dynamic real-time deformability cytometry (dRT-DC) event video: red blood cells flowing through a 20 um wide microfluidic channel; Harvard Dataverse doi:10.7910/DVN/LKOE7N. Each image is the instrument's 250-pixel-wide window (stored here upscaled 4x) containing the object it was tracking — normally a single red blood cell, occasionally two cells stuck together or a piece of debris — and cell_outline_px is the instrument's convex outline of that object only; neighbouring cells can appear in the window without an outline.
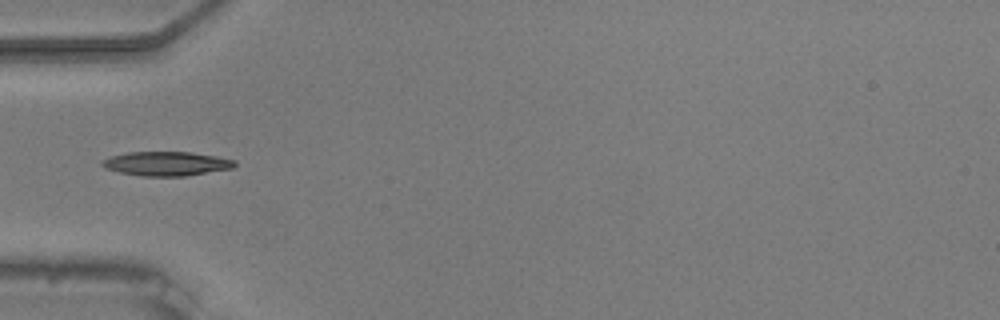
{"species": "common noctule bat (a hibernating species)", "species_latin": "Nyctalus noctula", "temperature_condition": "warm", "stored_images_in_passage": 37, "camera_frame_rate_fps": 3000, "um_per_image_px": 0.085, "animal": {"sex": "male", "body_mass_g": 20.5, "forearm_length_mm": 52.5}, "frame": {"image": 1, "passage_image": 1, "time_ms": 0.0, "image_size_px": [1000, 320], "cell_outline_px": [[236, 164], [232, 168], [184, 176], [140, 176], [120, 172], [104, 168], [100, 164], [100, 160], [112, 156], [128, 152], [192, 152], [216, 156], [236, 160]], "centroid_in_image_um": [14.12, 13.9], "position_along_channel_um": 70.9, "area_um2": 18.67}}
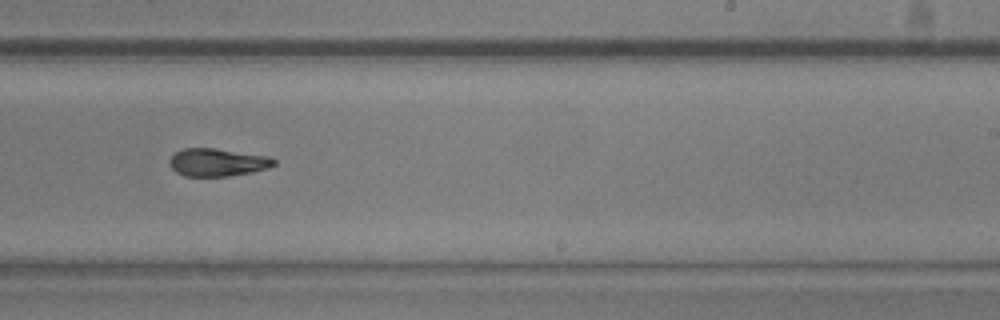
{"frame": {"image": 2, "passage_image": 17, "time_ms": 5.333, "image_size_px": [1000, 320], "cell_outline_px": [[276, 164], [268, 168], [252, 172], [228, 176], [184, 176], [176, 172], [168, 164], [168, 160], [176, 152], [184, 148], [216, 148], [272, 156], [276, 160]], "centroid_in_image_um": [18.51, 13.79], "position_along_channel_um": 270.5, "area_um2": 17.17}}
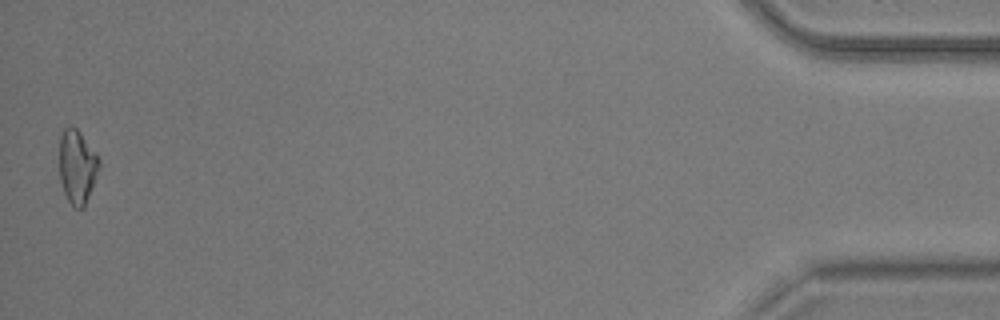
{"frame": {"image": 3, "passage_image": 37, "time_ms": 12.0, "image_size_px": [1000, 320], "cell_outline_px": [[100, 168], [84, 208], [76, 208], [68, 200], [64, 192], [60, 180], [60, 136], [64, 128], [76, 128], [80, 132], [96, 152], [100, 160]], "centroid_in_image_um": [6.58, 14.17], "position_along_channel_um": 428.6, "area_um2": 16.99}, "authors_computed_cell_mechanics": {"area_um2": 17.3978, "velocity_mm_per_s": 3.7216, "shape_relaxation_time_tau1_ms": 3.4467, "shape_relaxation_time_tau2_ms": 3.3541, "deformation_change_tau1": 0.1245, "deformation_change_tau2": 0.0786}}